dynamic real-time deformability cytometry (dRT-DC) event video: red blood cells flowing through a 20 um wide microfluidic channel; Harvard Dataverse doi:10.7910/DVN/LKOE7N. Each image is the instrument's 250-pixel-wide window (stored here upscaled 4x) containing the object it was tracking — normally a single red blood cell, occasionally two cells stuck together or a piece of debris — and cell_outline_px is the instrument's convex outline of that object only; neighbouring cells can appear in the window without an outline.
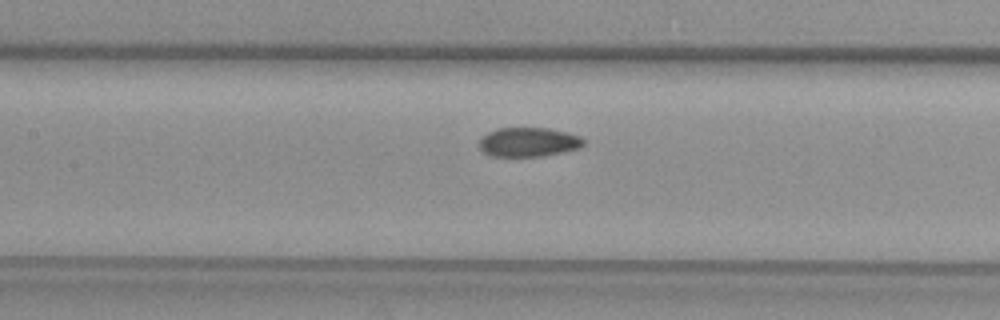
{"species": "common noctule bat (a hibernating species)", "species_latin": "Nyctalus noctula", "temperature_condition": "warm", "stored_images_in_passage": 36, "camera_frame_rate_fps": 3000, "um_per_image_px": 0.085, "animal": {"sex": "female", "body_mass_g": 29.2, "forearm_length_mm": 56.3}, "frame": {"image": 1, "passage_image": 18, "time_ms": 5.667, "image_size_px": [1000, 320], "cell_outline_px": [[584, 144], [580, 148], [544, 156], [492, 156], [484, 152], [480, 148], [480, 140], [488, 132], [496, 128], [548, 128], [568, 132], [580, 136], [584, 140]], "centroid_in_image_um": [44.95, 12.07], "position_along_channel_um": 162.4, "area_um2": 17.74}}
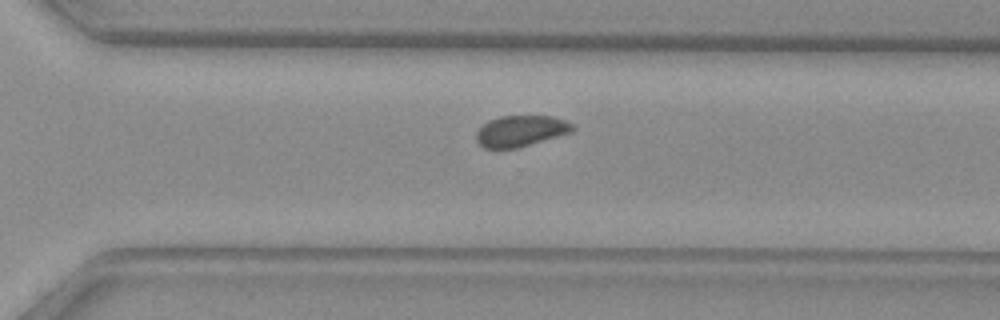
{"frame": {"image": 2, "passage_image": 30, "time_ms": 9.667, "image_size_px": [1000, 320], "cell_outline_px": [[572, 132], [516, 148], [484, 148], [476, 140], [476, 132], [488, 120], [500, 116], [552, 116], [568, 120], [572, 124]], "centroid_in_image_um": [44.25, 11.12], "position_along_channel_um": 326.3, "area_um2": 17.28}}
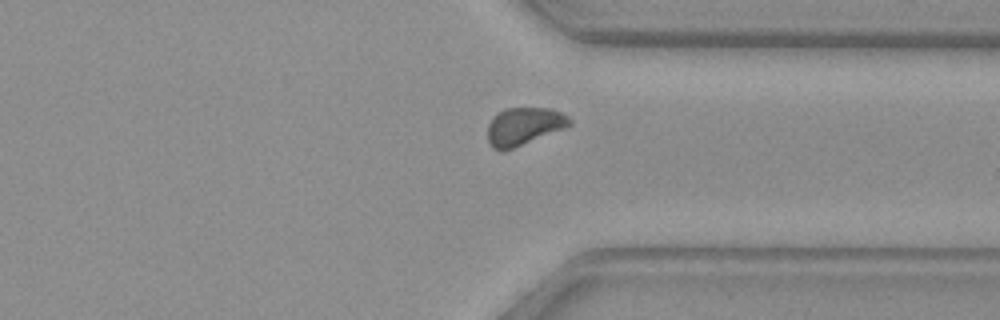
{"frame": {"image": 3, "passage_image": 33, "time_ms": 10.667, "image_size_px": [1000, 320], "cell_outline_px": [[572, 124], [564, 128], [512, 148], [492, 148], [488, 144], [488, 124], [492, 116], [496, 112], [504, 108], [552, 108], [568, 116], [572, 120]], "centroid_in_image_um": [44.52, 10.69], "position_along_channel_um": 366.9, "area_um2": 17.8}}